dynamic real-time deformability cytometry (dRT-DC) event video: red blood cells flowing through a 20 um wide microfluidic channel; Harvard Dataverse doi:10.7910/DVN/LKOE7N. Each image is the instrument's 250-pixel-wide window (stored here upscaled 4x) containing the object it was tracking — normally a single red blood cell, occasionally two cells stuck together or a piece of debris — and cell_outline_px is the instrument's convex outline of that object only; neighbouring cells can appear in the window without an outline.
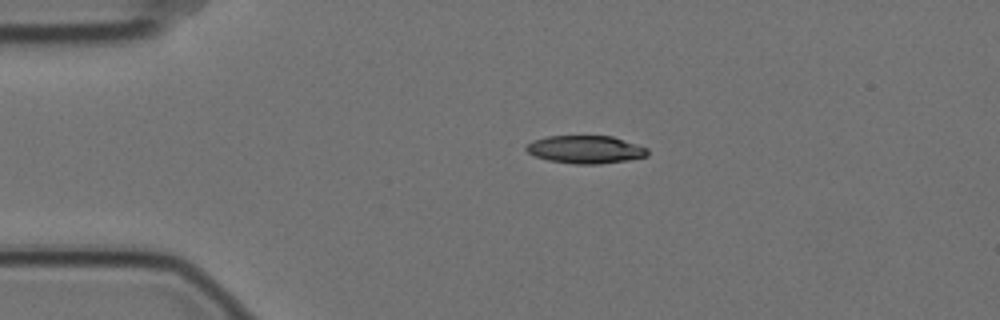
{"species": "Egyptian fruit bat (a non-hibernating species)", "species_latin": "Rousettus aegyptiacus", "temperature_condition": "cold", "stored_images_in_passage": 46, "camera_frame_rate_fps": 3000, "um_per_image_px": 0.085, "animal": {"sex": "female"}, "frame": {"image": 1, "passage_image": 1, "time_ms": 0.0, "image_size_px": [1000, 320], "cell_outline_px": [[648, 156], [628, 160], [600, 164], [576, 164], [548, 160], [532, 156], [524, 148], [532, 140], [548, 136], [612, 136], [648, 148]], "centroid_in_image_um": [49.75, 12.71], "position_along_channel_um": 35.3, "area_um2": 19.77}}
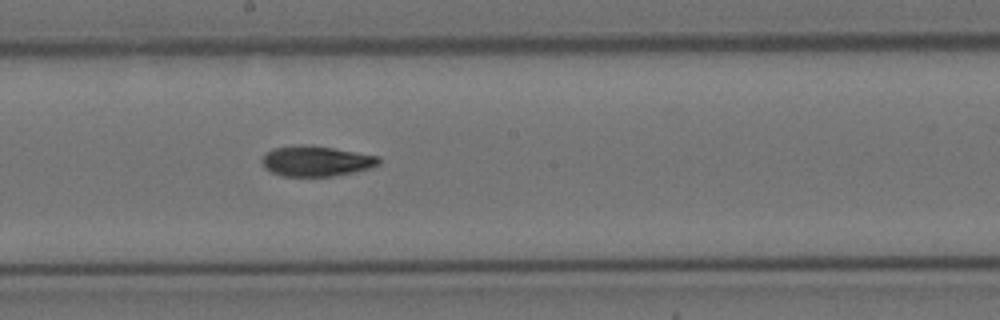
{"frame": {"image": 2, "passage_image": 20, "time_ms": 6.333, "image_size_px": [1000, 320], "cell_outline_px": [[380, 164], [368, 168], [352, 172], [332, 176], [280, 176], [264, 168], [260, 160], [264, 152], [272, 148], [300, 144], [304, 144], [332, 148], [380, 156]], "centroid_in_image_um": [26.8, 13.68], "position_along_channel_um": 221.4, "area_um2": 20.81}}
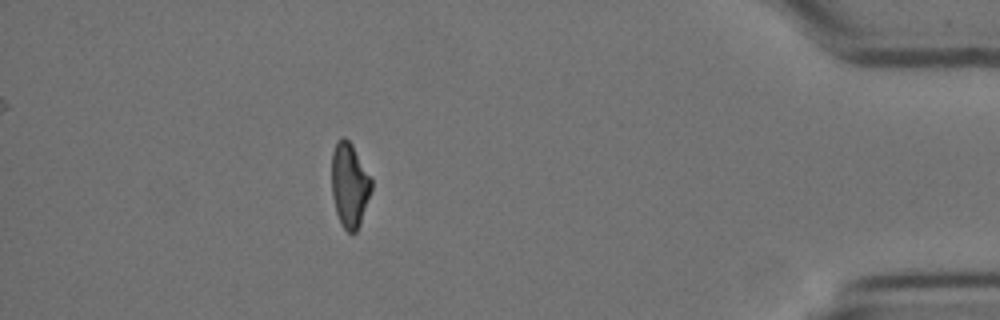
{"frame": {"image": 3, "passage_image": 40, "time_ms": 13.0, "image_size_px": [1000, 320], "cell_outline_px": [[372, 188], [360, 224], [356, 232], [348, 232], [344, 228], [336, 212], [332, 196], [332, 152], [336, 140], [340, 136], [344, 136], [352, 144], [372, 180]], "centroid_in_image_um": [29.7, 15.69], "position_along_channel_um": 405.5, "area_um2": 19.48}, "authors_computed_cell_mechanics": {"area_um2": 20.4901, "velocity_mm_per_s": 3.5107, "shape_relaxation_time_tau1_ms": 10.6006, "shape_relaxation_time_tau2_ms": 6.4108, "deformation_change_tau1": 0.2372, "deformation_change_tau2": 0.1324}}